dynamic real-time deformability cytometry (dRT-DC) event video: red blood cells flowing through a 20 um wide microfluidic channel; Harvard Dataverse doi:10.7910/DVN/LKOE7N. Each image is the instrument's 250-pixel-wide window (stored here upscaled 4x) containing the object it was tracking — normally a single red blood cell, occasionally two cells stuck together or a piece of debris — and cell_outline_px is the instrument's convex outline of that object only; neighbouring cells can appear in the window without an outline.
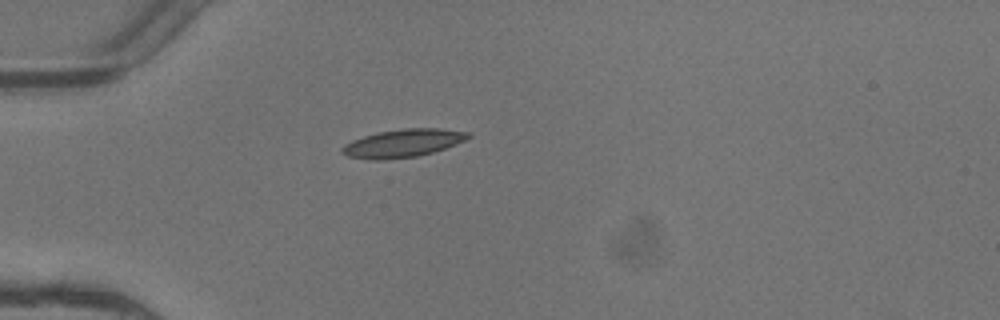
{"species": "common noctule bat (a hibernating species)", "species_latin": "Nyctalus noctula", "temperature_condition": "warm", "stored_images_in_passage": 1, "camera_frame_rate_fps": 3000, "um_per_image_px": 0.085, "animal": {"sex": "female"}, "frame": {"image": 1, "passage_image": 1, "time_ms": 0.0, "image_size_px": [1000, 320], "cell_outline_px": [[472, 136], [456, 144], [432, 152], [416, 156], [380, 160], [368, 160], [348, 156], [340, 152], [340, 148], [344, 144], [352, 140], [376, 132], [404, 128], [440, 128], [472, 132]], "centroid_in_image_um": [34.23, 12.16], "position_along_channel_um": 50.8, "area_um2": 20.69}}